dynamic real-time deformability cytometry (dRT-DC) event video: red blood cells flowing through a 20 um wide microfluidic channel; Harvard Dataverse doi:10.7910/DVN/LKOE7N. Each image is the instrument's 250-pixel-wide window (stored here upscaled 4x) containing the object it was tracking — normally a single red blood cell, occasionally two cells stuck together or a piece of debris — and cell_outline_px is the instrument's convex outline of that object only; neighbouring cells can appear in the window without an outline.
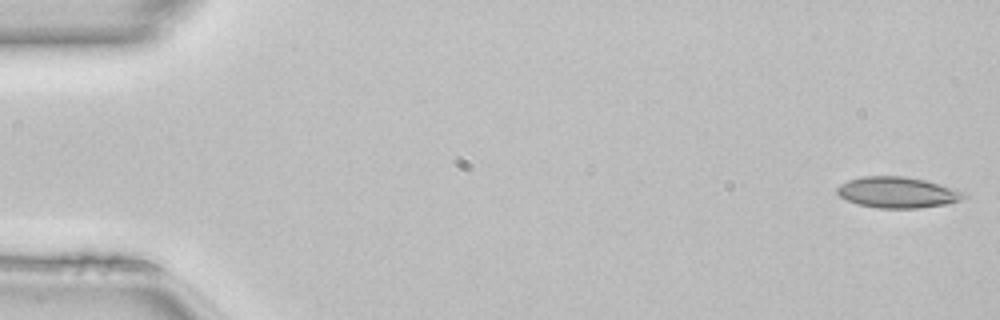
{"species": "common noctule bat (a hibernating species)", "species_latin": "Nyctalus noctula", "temperature_condition": "room temperature", "stored_images_in_passage": 49, "camera_frame_rate_fps": 3000, "um_per_image_px": 0.085, "animal": {"sex": "female", "body_mass_g": 22.7, "forearm_length_mm": 54.2}, "frame": {"image": 1, "passage_image": 1, "time_ms": 0.0, "image_size_px": [1000, 320], "cell_outline_px": [[968, 196], [960, 200], [944, 204], [920, 208], [876, 208], [856, 204], [840, 196], [836, 192], [836, 188], [840, 184], [848, 180], [864, 176], [904, 176], [924, 180], [968, 192]], "centroid_in_image_um": [76.29, 16.35], "position_along_channel_um": 8.7, "area_um2": 22.95}}
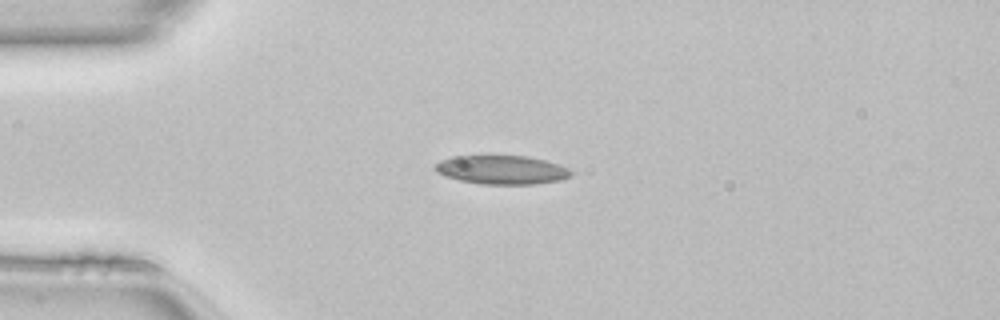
{"frame": {"image": 2, "passage_image": 12, "time_ms": 3.667, "image_size_px": [1000, 320], "cell_outline_px": [[572, 176], [560, 180], [536, 184], [480, 184], [460, 180], [444, 176], [436, 172], [436, 164], [440, 160], [452, 156], [528, 156], [560, 164], [568, 168], [572, 172]], "centroid_in_image_um": [42.67, 14.44], "position_along_channel_um": 42.3, "area_um2": 22.83}}
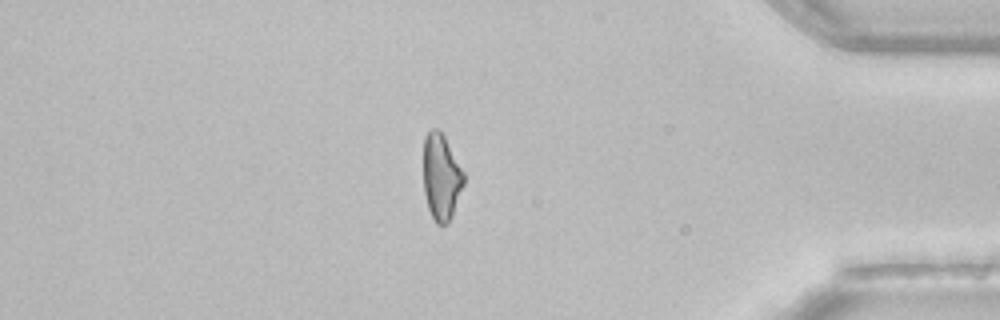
{"frame": {"image": 3, "passage_image": 42, "time_ms": 13.667, "image_size_px": [1000, 320], "cell_outline_px": [[464, 184], [452, 216], [448, 224], [436, 224], [428, 208], [424, 192], [424, 136], [432, 128], [440, 128], [464, 172]], "centroid_in_image_um": [37.51, 15.03], "position_along_channel_um": 397.7, "area_um2": 20.35}, "authors_computed_cell_mechanics": {"area_um2": 21.964, "velocity_mm_per_s": 4.1455, "shape_relaxation_time_tau1_ms": 9.6505, "shape_relaxation_time_tau2_ms": 2.1958, "deformation_change_tau1": 0.1895, "deformation_change_tau2": 0.0827}}